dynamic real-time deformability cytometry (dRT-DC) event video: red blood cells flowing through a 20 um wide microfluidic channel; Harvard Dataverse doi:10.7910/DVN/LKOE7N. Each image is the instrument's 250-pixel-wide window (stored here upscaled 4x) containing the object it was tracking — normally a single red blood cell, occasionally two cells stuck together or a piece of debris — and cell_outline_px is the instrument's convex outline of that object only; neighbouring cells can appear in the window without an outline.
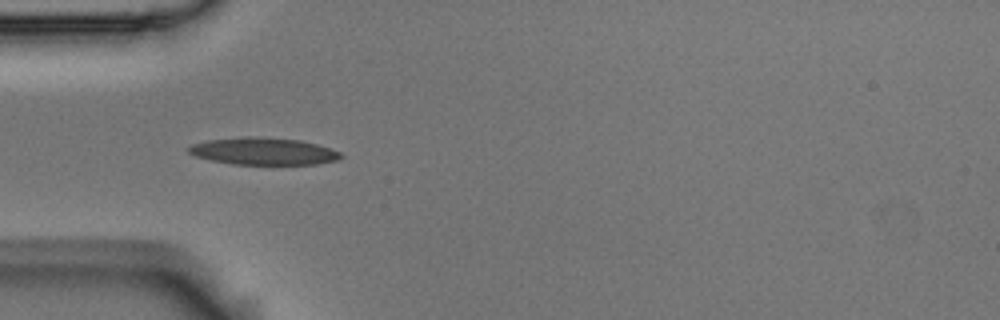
{"species": "Egyptian fruit bat (a non-hibernating species)", "species_latin": "Rousettus aegyptiacus", "temperature_condition": "room temperature", "stored_images_in_passage": 1, "camera_frame_rate_fps": 3000, "um_per_image_px": 0.085, "animal": {"sex": "male"}, "frame": {"image": 1, "passage_image": 1, "time_ms": 0.0, "image_size_px": [1000, 320], "cell_outline_px": [[344, 156], [336, 160], [316, 164], [232, 164], [212, 160], [196, 156], [188, 152], [188, 148], [192, 144], [208, 140], [248, 136], [300, 140], [332, 148], [340, 152]], "centroid_in_image_um": [22.41, 12.85], "position_along_channel_um": 62.6, "area_um2": 23.87}}